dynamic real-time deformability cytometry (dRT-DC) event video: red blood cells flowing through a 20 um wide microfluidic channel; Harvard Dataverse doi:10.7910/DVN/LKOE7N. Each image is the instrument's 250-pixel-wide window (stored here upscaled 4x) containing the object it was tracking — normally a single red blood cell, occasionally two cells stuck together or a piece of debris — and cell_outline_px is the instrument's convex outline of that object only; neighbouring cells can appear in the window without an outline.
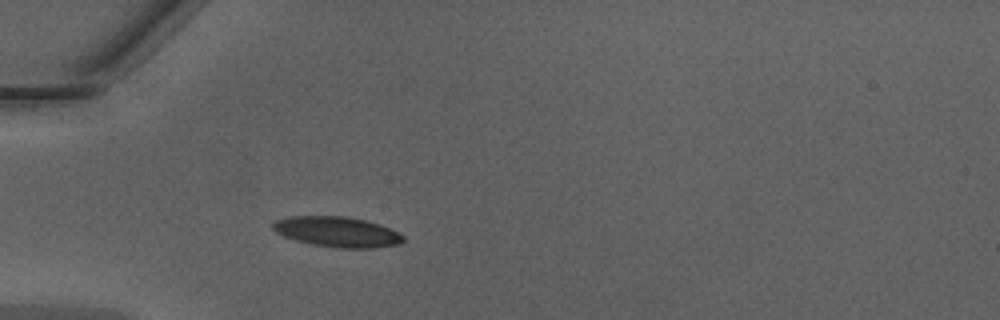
{"species": "Egyptian fruit bat (a non-hibernating species)", "species_latin": "Rousettus aegyptiacus", "temperature_condition": "warm", "stored_images_in_passage": 34, "camera_frame_rate_fps": 3000, "um_per_image_px": 0.085, "animal": {"sex": "male"}, "frame": {"image": 1, "passage_image": 1, "time_ms": 0.0, "image_size_px": [1000, 320], "cell_outline_px": [[404, 240], [400, 244], [376, 248], [336, 248], [312, 244], [296, 240], [284, 236], [276, 232], [272, 228], [272, 224], [276, 220], [288, 216], [348, 216], [380, 224], [404, 236]], "centroid_in_image_um": [28.66, 19.71], "position_along_channel_um": 56.3, "area_um2": 23.06}}
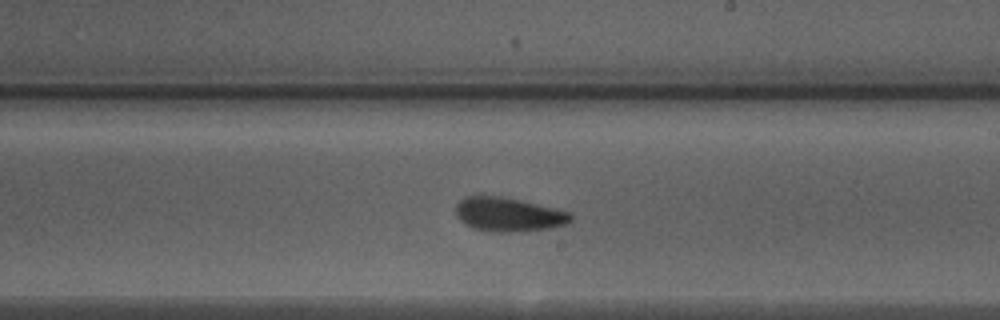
{"frame": {"image": 2, "passage_image": 15, "time_ms": 4.667, "image_size_px": [1000, 320], "cell_outline_px": [[572, 220], [568, 224], [548, 228], [512, 232], [496, 232], [476, 228], [464, 224], [456, 216], [456, 204], [464, 196], [500, 196], [520, 200], [572, 212]], "centroid_in_image_um": [43.23, 18.22], "position_along_channel_um": 245.8, "area_um2": 22.72}}
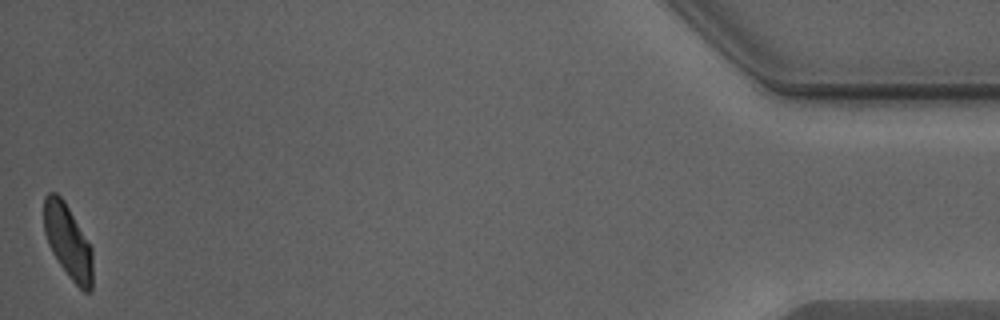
{"frame": {"image": 3, "passage_image": 34, "time_ms": 11.0, "image_size_px": [1000, 320], "cell_outline_px": [[92, 292], [84, 292], [72, 280], [60, 264], [52, 252], [48, 244], [44, 232], [44, 196], [48, 192], [56, 192], [64, 200], [92, 248]], "centroid_in_image_um": [5.77, 20.51], "position_along_channel_um": 429.4, "area_um2": 20.87}, "authors_computed_cell_mechanics": {"area_um2": 22.542, "velocity_mm_per_s": 4.2844, "shape_relaxation_time_tau1_ms": 2.8686, "shape_relaxation_time_tau2_ms": 2.3436, "deformation_change_tau1": 0.1246, "deformation_change_tau2": 0.0843}}